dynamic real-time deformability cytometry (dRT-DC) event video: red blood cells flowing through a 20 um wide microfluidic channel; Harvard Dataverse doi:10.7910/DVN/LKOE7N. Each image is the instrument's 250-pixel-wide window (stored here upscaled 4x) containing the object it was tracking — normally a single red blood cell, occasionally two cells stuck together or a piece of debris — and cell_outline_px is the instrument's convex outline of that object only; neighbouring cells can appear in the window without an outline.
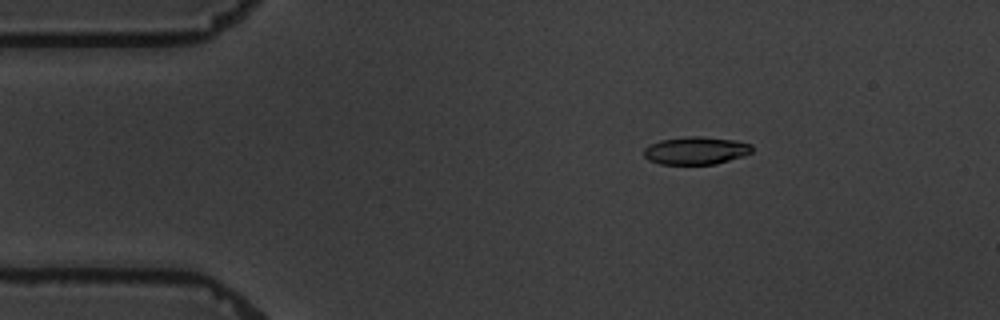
{"species": "common noctule bat (a hibernating species)", "species_latin": "Nyctalus noctula", "temperature_condition": "warm", "stored_images_in_passage": 4, "camera_frame_rate_fps": 3000, "um_per_image_px": 0.085, "animal": {"sex": "male", "body_mass_g": 19.5, "forearm_length_mm": 54.6}, "frame": {"image": 1, "passage_image": 2, "time_ms": 1.0, "image_size_px": [1000, 320], "cell_outline_px": [[752, 152], [716, 164], [660, 164], [648, 160], [644, 156], [644, 148], [660, 140], [684, 136], [700, 136], [736, 140], [752, 144]], "centroid_in_image_um": [59.13, 12.79], "position_along_channel_um": 25.9, "area_um2": 17.46}}